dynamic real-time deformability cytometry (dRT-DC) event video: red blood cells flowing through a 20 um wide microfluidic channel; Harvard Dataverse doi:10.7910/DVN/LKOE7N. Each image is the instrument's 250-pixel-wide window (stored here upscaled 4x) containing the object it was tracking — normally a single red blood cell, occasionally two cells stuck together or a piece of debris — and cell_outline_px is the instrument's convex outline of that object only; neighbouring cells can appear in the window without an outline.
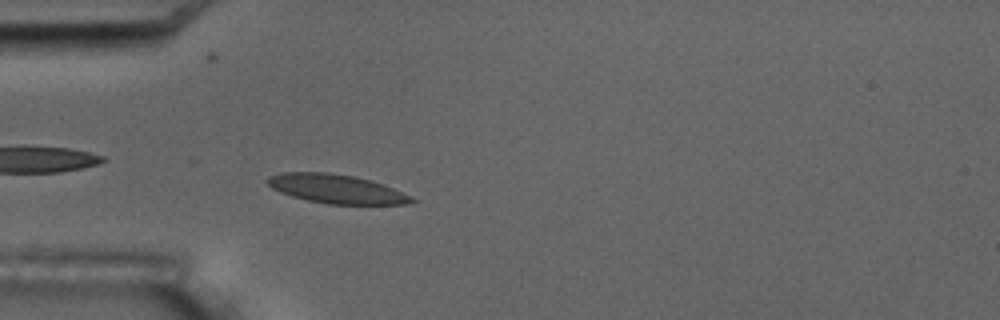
{"species": "common noctule bat (a hibernating species)", "species_latin": "Nyctalus noctula", "temperature_condition": "room temperature", "stored_images_in_passage": 5, "camera_frame_rate_fps": 3000, "um_per_image_px": 0.085, "animal": {"sex": "male", "body_mass_g": 17.5, "forearm_length_mm": 52.3}, "frame": {"image": 1, "passage_image": 5, "time_ms": 4.667, "image_size_px": [1000, 320], "cell_outline_px": [[416, 200], [404, 204], [328, 204], [308, 200], [292, 196], [280, 192], [272, 188], [264, 180], [268, 176], [280, 172], [328, 172], [352, 176], [384, 184]], "centroid_in_image_um": [28.49, 16.04], "position_along_channel_um": 56.5, "area_um2": 23.99}}